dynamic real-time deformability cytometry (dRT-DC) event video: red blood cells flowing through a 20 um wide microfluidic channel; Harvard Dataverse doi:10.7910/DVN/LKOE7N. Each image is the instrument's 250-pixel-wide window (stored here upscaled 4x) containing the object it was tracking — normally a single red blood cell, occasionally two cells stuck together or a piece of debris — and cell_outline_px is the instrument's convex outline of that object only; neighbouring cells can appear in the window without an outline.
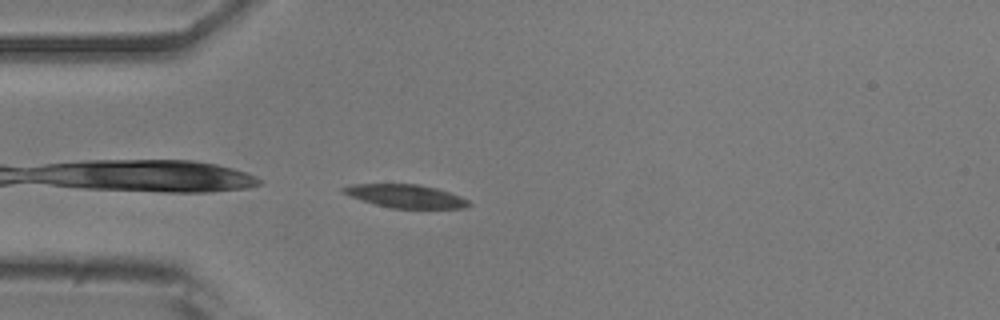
{"species": "common noctule bat (a hibernating species)", "species_latin": "Nyctalus noctula", "temperature_condition": "room temperature", "stored_images_in_passage": 3, "camera_frame_rate_fps": 3000, "um_per_image_px": 0.085, "animal": {"sex": "male", "body_mass_g": 20.5, "forearm_length_mm": 52.5}, "frame": {"image": 1, "passage_image": 3, "time_ms": 0.667, "image_size_px": [1000, 320], "cell_outline_px": [[472, 204], [468, 208], [392, 208], [376, 204], [340, 192], [340, 188], [352, 184], [416, 184], [436, 188], [460, 196], [468, 200]], "centroid_in_image_um": [34.5, 16.67], "position_along_channel_um": 50.5, "area_um2": 16.82}}